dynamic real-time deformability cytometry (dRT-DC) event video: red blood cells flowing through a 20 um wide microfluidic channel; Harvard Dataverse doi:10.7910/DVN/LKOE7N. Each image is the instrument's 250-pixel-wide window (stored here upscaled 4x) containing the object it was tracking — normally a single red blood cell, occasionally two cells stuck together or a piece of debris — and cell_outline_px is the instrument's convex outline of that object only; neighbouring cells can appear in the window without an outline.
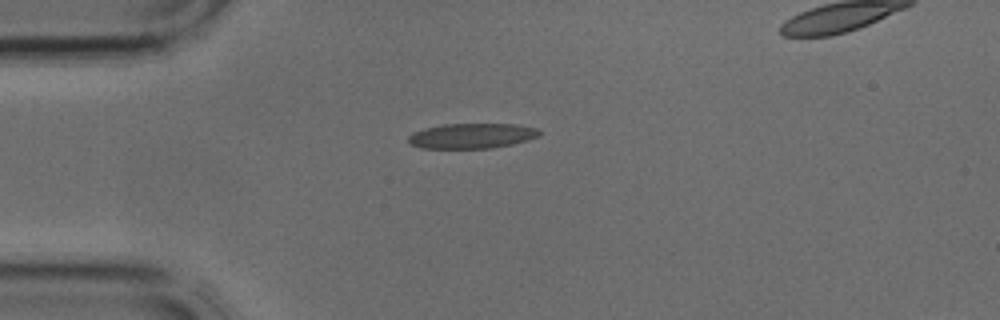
{"species": "common noctule bat (a hibernating species)", "species_latin": "Nyctalus noctula", "temperature_condition": "cold", "stored_images_in_passage": 2, "segment_of_instrument_passage": [1, 2], "camera_frame_rate_fps": 3000, "um_per_image_px": 0.085, "animal": {"sex": "male", "body_mass_g": 17.9, "forearm_length_mm": 54.2}, "frame": {"image": 1, "passage_image": 1, "time_ms": 0.0, "image_size_px": [1000, 320], "cell_outline_px": [[544, 132], [540, 136], [528, 140], [512, 144], [492, 148], [420, 148], [412, 144], [408, 140], [408, 136], [412, 132], [424, 128], [444, 124], [516, 124], [540, 128]], "centroid_in_image_um": [40.17, 11.54], "position_along_channel_um": 44.8, "area_um2": 19.42}}